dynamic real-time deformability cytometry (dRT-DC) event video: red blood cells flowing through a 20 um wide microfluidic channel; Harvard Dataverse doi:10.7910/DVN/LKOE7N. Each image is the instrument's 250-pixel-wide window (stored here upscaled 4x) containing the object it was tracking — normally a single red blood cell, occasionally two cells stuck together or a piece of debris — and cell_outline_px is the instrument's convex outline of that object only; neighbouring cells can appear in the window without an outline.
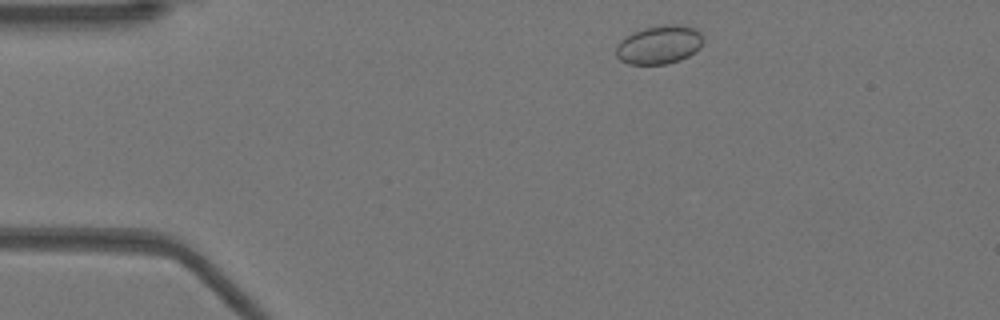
{"species": "Egyptian fruit bat (a non-hibernating species)", "species_latin": "Rousettus aegyptiacus", "temperature_condition": "warm", "stored_images_in_passage": 46, "camera_frame_rate_fps": 3000, "um_per_image_px": 0.085, "animal": {"sex": "female"}, "frame": {"image": 1, "passage_image": 3, "time_ms": 0.667, "image_size_px": [1000, 320], "cell_outline_px": [[704, 40], [700, 48], [688, 56], [680, 60], [668, 64], [628, 64], [620, 60], [616, 56], [616, 44], [624, 36], [632, 32], [644, 28], [664, 24], [680, 24], [696, 28], [700, 32]], "centroid_in_image_um": [56.02, 3.79], "position_along_channel_um": 29.0, "area_um2": 19.94}}
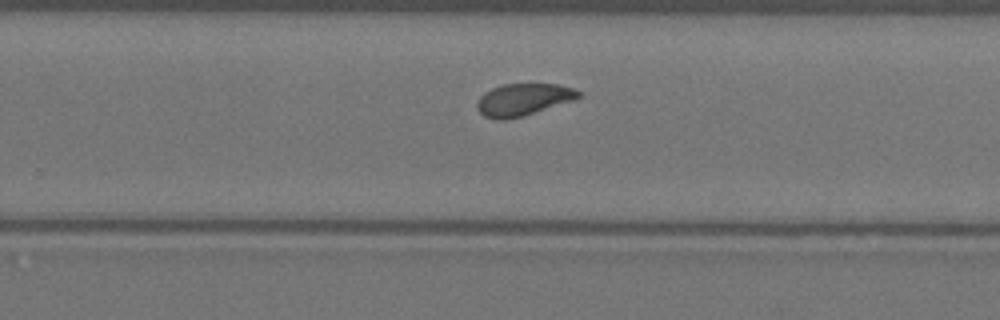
{"frame": {"image": 2, "passage_image": 27, "time_ms": 8.667, "image_size_px": [1000, 320], "cell_outline_px": [[580, 96], [576, 100], [524, 116], [504, 120], [496, 120], [484, 116], [476, 108], [476, 104], [480, 96], [484, 92], [492, 88], [504, 84], [560, 84], [576, 88], [580, 92]], "centroid_in_image_um": [44.5, 8.47], "position_along_channel_um": 285.3, "area_um2": 19.31}}
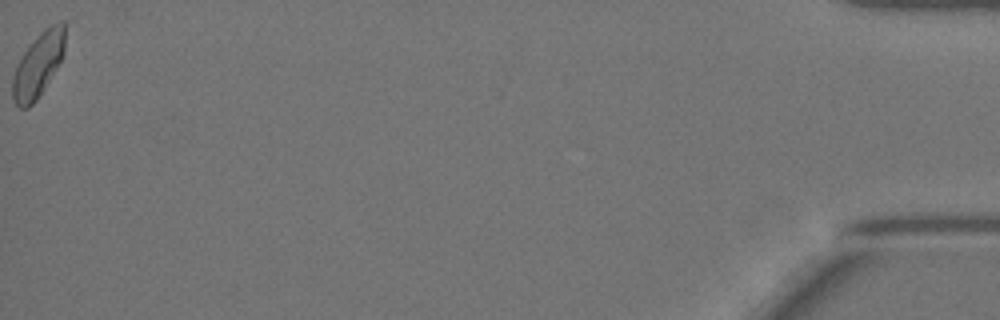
{"frame": {"image": 3, "passage_image": 46, "time_ms": 15.0, "image_size_px": [1000, 320], "cell_outline_px": [[64, 52], [56, 68], [44, 88], [36, 100], [28, 108], [20, 108], [12, 100], [12, 76], [16, 64], [24, 52], [40, 32], [44, 28], [60, 20], [64, 20]], "centroid_in_image_um": [3.22, 5.51], "position_along_channel_um": 432.0, "area_um2": 19.48}, "authors_computed_cell_mechanics": {"area_um2": 19.5075, "velocity_mm_per_s": 3.9097, "shape_relaxation_time_tau1_ms": 3.996, "shape_relaxation_time_tau2_ms": 1.4827, "deformation_change_tau1": 0.1112, "deformation_change_tau2": 0.0539}}